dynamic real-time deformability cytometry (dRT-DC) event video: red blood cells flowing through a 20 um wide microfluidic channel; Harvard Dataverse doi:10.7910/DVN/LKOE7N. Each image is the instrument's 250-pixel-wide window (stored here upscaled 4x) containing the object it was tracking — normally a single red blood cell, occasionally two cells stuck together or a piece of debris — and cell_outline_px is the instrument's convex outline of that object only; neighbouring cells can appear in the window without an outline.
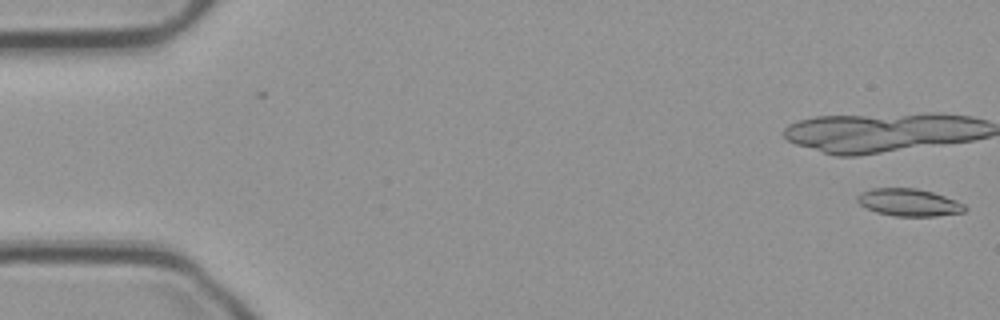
{"species": "common noctule bat (a hibernating species)", "species_latin": "Nyctalus noctula", "temperature_condition": "cold", "stored_images_in_passage": 3, "camera_frame_rate_fps": 3000, "um_per_image_px": 0.085, "animal": {"sex": "male", "body_mass_g": 23.1, "forearm_length_mm": 52.7}, "frame": {"image": 1, "passage_image": 3, "time_ms": 0.667, "image_size_px": [1000, 320], "cell_outline_px": [[968, 208], [964, 212], [936, 216], [896, 216], [876, 212], [860, 204], [856, 200], [856, 196], [860, 192], [872, 188], [916, 188], [932, 192], [956, 200], [964, 204]], "centroid_in_image_um": [77.25, 17.2], "position_along_channel_um": 7.7, "area_um2": 17.17}}